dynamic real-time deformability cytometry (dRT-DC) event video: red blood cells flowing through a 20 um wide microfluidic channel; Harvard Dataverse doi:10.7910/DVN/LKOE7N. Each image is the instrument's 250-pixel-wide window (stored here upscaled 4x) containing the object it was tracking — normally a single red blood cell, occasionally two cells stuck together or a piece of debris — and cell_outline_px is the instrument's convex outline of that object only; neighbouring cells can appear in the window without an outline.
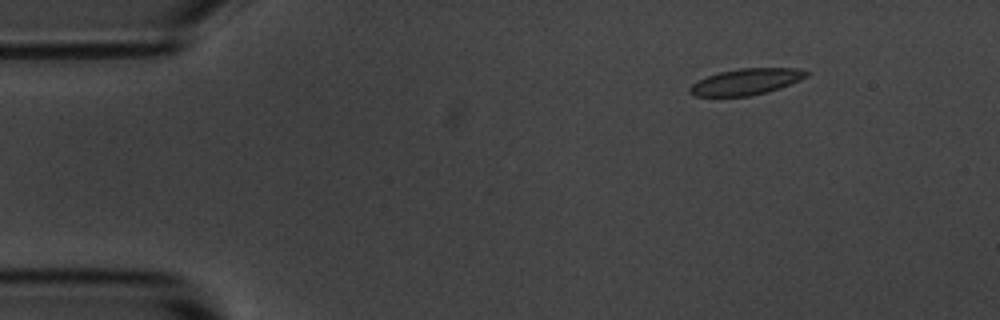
{"species": "common noctule bat (a hibernating species)", "species_latin": "Nyctalus noctula", "temperature_condition": "room temperature", "stored_images_in_passage": 11, "camera_frame_rate_fps": 3000, "um_per_image_px": 0.085, "animal": {"sex": "male", "body_mass_g": 20.1, "forearm_length_mm": 53.5}, "frame": {"image": 1, "passage_image": 2, "time_ms": 2.0, "image_size_px": [1000, 320], "cell_outline_px": [[808, 76], [800, 80], [780, 88], [768, 92], [748, 96], [696, 96], [688, 92], [688, 88], [692, 84], [708, 76], [720, 72], [740, 68], [796, 68], [808, 72]], "centroid_in_image_um": [63.43, 6.95], "position_along_channel_um": 21.6, "area_um2": 17.69}}
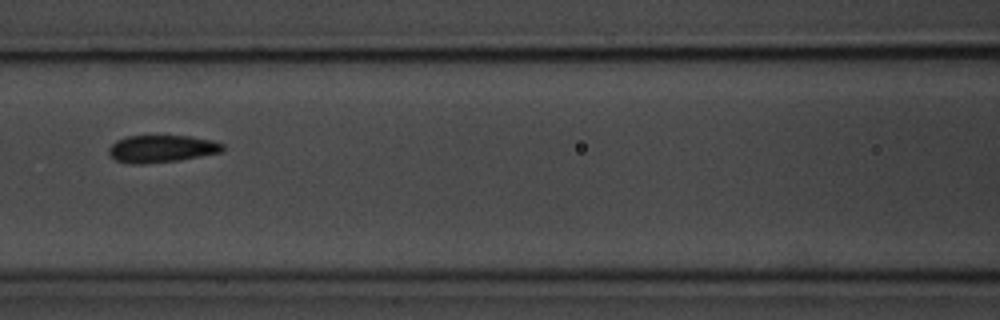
{"frame": {"image": 2, "passage_image": 7, "time_ms": 7.667, "image_size_px": [1000, 320], "cell_outline_px": [[224, 148], [220, 152], [176, 160], [140, 164], [132, 164], [116, 160], [108, 152], [108, 148], [116, 140], [128, 136], [192, 136], [216, 140], [224, 144]], "centroid_in_image_um": [13.75, 12.62], "position_along_channel_um": 152.9, "area_um2": 17.98}}
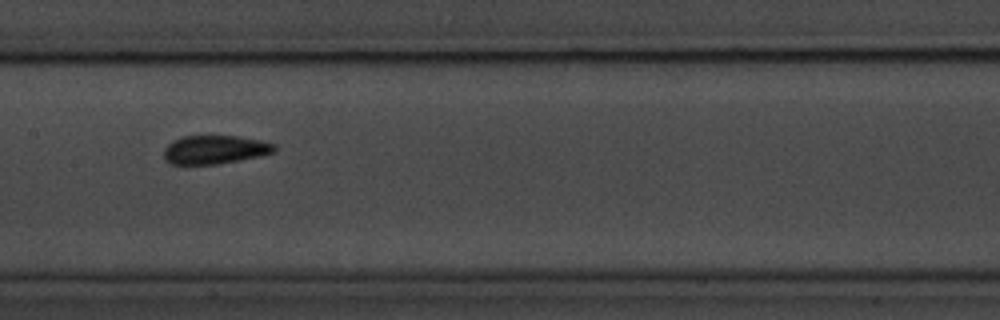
{"frame": {"image": 3, "passage_image": 8, "time_ms": 8.667, "image_size_px": [1000, 320], "cell_outline_px": [[276, 152], [260, 156], [216, 164], [168, 164], [164, 160], [164, 148], [172, 140], [184, 136], [236, 136], [260, 140], [276, 144]], "centroid_in_image_um": [18.25, 12.72], "position_along_channel_um": 189.2, "area_um2": 18.5}}